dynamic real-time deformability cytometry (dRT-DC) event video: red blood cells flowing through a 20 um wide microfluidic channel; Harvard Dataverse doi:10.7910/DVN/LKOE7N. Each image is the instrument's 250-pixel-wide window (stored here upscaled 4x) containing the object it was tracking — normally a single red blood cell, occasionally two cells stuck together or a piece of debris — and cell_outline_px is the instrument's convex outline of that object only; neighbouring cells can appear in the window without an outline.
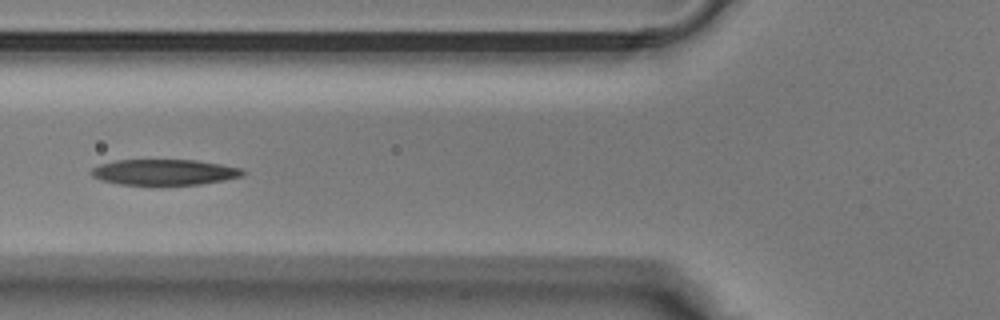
{"species": "Egyptian fruit bat (a non-hibernating species)", "species_latin": "Rousettus aegyptiacus", "temperature_condition": "warm", "stored_images_in_passage": 39, "camera_frame_rate_fps": 3000, "um_per_image_px": 0.085, "animal": {"sex": "male"}, "frame": {"image": 1, "passage_image": 14, "time_ms": 4.333, "image_size_px": [1000, 320], "cell_outline_px": [[244, 172], [240, 176], [220, 180], [196, 184], [124, 184], [104, 180], [92, 176], [92, 168], [104, 164], [120, 160], [192, 160], [240, 168]], "centroid_in_image_um": [13.94, 14.62], "position_along_channel_um": 111.9, "area_um2": 21.62}}
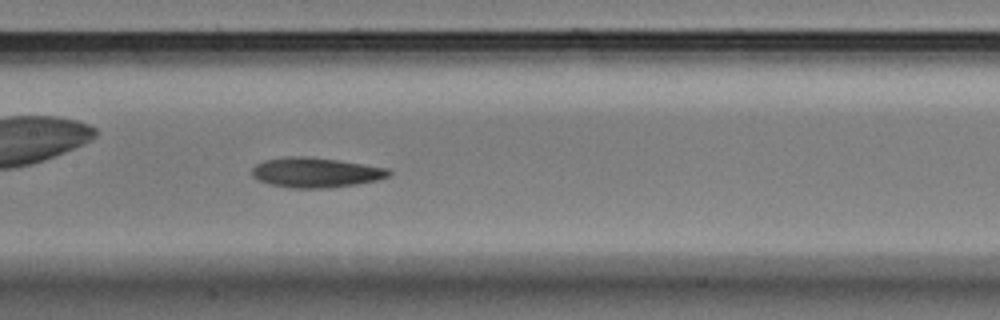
{"frame": {"image": 2, "passage_image": 18, "time_ms": 5.667, "image_size_px": [1000, 320], "cell_outline_px": [[392, 172], [388, 176], [372, 180], [352, 184], [316, 188], [296, 188], [272, 184], [260, 180], [252, 172], [252, 168], [256, 164], [268, 160], [336, 160], [388, 168]], "centroid_in_image_um": [26.9, 14.71], "position_along_channel_um": 180.5, "area_um2": 21.68}}
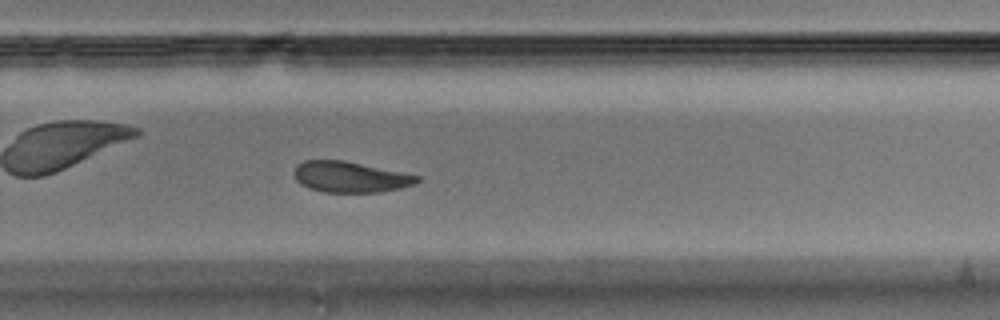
{"frame": {"image": 3, "passage_image": 25, "time_ms": 8.0, "image_size_px": [1000, 320], "cell_outline_px": [[420, 180], [412, 184], [400, 188], [376, 192], [324, 192], [312, 188], [296, 180], [296, 168], [304, 160], [340, 160], [420, 176]], "centroid_in_image_um": [29.78, 15.04], "position_along_channel_um": 300.0, "area_um2": 21.27}}